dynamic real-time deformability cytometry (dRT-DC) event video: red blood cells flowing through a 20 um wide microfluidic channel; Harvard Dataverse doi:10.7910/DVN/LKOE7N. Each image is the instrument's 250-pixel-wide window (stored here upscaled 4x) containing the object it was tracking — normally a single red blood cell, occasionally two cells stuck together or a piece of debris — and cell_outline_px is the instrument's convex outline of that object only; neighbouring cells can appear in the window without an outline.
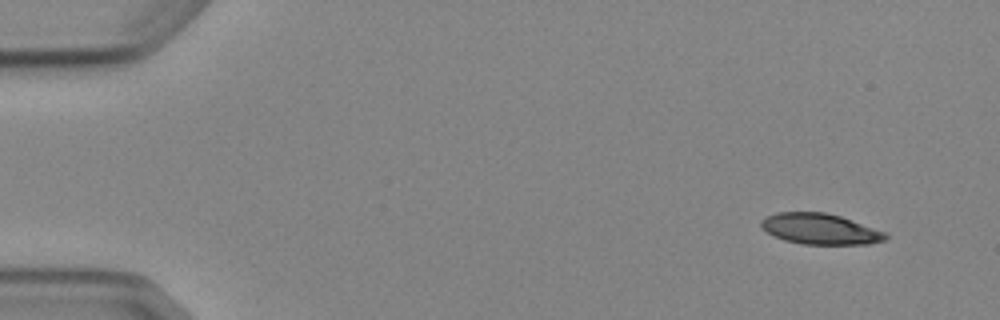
{"species": "Egyptian fruit bat (a non-hibernating species)", "species_latin": "Rousettus aegyptiacus", "temperature_condition": "cold", "stored_images_in_passage": 5, "camera_frame_rate_fps": 3000, "um_per_image_px": 0.085, "animal": {"sex": "female"}, "frame": {"image": 1, "passage_image": 1, "time_ms": 0.0, "image_size_px": [1000, 320], "cell_outline_px": [[888, 240], [868, 244], [804, 244], [784, 240], [772, 236], [760, 224], [760, 220], [776, 212], [824, 212], [840, 216], [884, 232], [888, 236]], "centroid_in_image_um": [69.7, 19.46], "position_along_channel_um": 15.3, "area_um2": 22.14}}
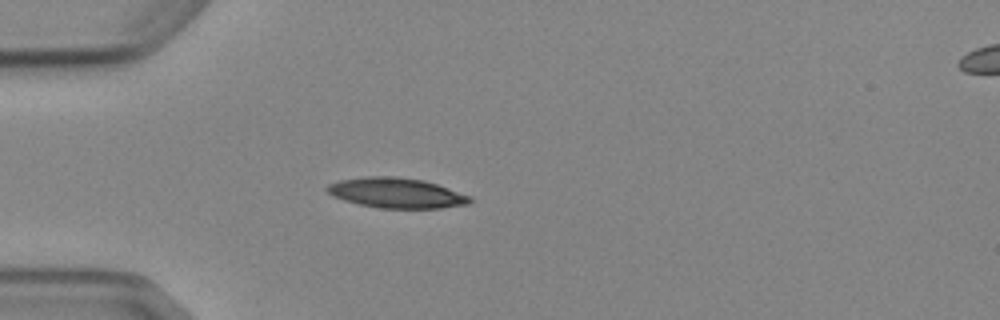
{"frame": {"image": 2, "passage_image": 4, "time_ms": 3.667, "image_size_px": [1000, 320], "cell_outline_px": [[472, 200], [468, 204], [440, 208], [380, 208], [360, 204], [344, 200], [332, 196], [324, 188], [328, 184], [340, 180], [364, 176], [396, 176], [424, 180], [472, 196]], "centroid_in_image_um": [33.68, 16.39], "position_along_channel_um": 51.3, "area_um2": 25.14}}